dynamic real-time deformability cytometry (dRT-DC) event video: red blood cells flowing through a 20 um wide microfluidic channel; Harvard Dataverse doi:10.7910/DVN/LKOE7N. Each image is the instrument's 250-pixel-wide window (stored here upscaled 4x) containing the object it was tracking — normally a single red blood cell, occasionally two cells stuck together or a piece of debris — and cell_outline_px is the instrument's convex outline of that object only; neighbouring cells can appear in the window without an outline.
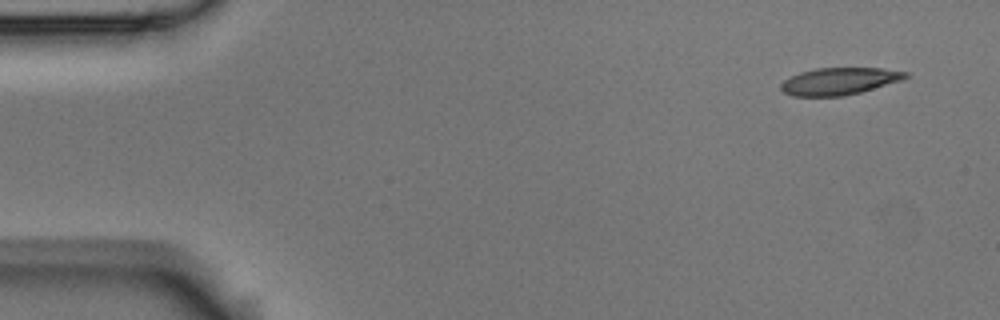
{"species": "Egyptian fruit bat (a non-hibernating species)", "species_latin": "Rousettus aegyptiacus", "temperature_condition": "room temperature", "stored_images_in_passage": 4, "camera_frame_rate_fps": 3000, "um_per_image_px": 0.085, "animal": {"sex": "male"}, "frame": {"image": 1, "passage_image": 1, "time_ms": 0.0, "image_size_px": [1000, 320], "cell_outline_px": [[912, 76], [904, 80], [860, 92], [844, 96], [792, 96], [784, 92], [780, 88], [780, 84], [784, 80], [800, 72], [816, 68], [884, 68], [908, 72]], "centroid_in_image_um": [71.4, 6.9], "position_along_channel_um": 13.6, "area_um2": 19.88}}
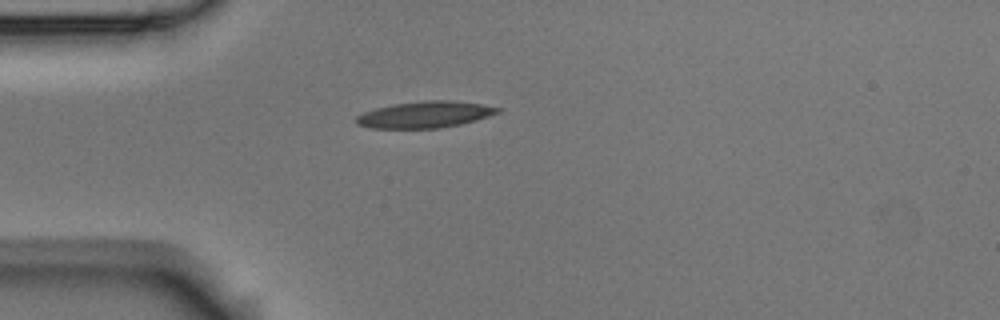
{"frame": {"image": 2, "passage_image": 3, "time_ms": 0.667, "image_size_px": [1000, 320], "cell_outline_px": [[500, 112], [476, 120], [460, 124], [440, 128], [372, 128], [356, 124], [356, 116], [364, 112], [376, 108], [396, 104], [428, 100], [452, 100], [480, 104], [500, 108]], "centroid_in_image_um": [36.12, 9.74], "position_along_channel_um": 48.9, "area_um2": 21.56}}